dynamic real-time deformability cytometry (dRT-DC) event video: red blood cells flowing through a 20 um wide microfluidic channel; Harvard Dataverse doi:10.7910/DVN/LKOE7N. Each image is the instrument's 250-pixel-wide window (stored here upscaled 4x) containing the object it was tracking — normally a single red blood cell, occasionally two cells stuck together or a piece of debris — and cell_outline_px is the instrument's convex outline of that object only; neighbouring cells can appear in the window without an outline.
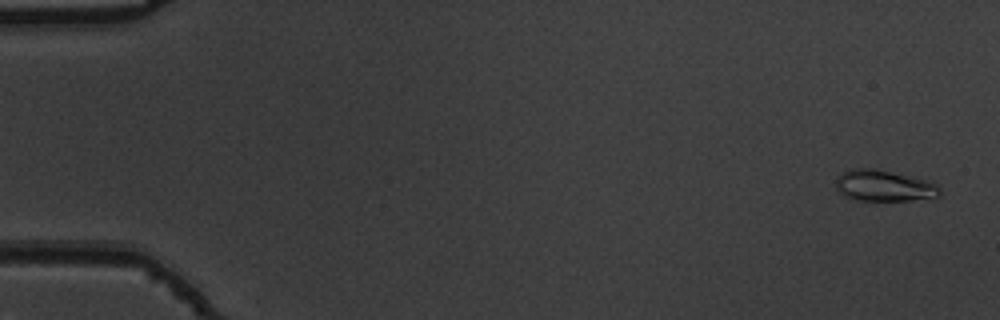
{"species": "common noctule bat (a hibernating species)", "species_latin": "Nyctalus noctula", "temperature_condition": "warm", "stored_images_in_passage": 54, "camera_frame_rate_fps": 3000, "um_per_image_px": 0.085, "animal": {"sex": "male", "body_mass_g": 19.5, "forearm_length_mm": 54.6}, "frame": {"image": 1, "passage_image": 2, "time_ms": 0.333, "image_size_px": [1000, 320], "cell_outline_px": [[940, 196], [908, 200], [852, 200], [844, 196], [836, 188], [836, 176], [848, 168], [876, 168], [924, 180], [936, 184], [940, 188]], "centroid_in_image_um": [75.06, 15.78], "position_along_channel_um": 9.9, "area_um2": 18.84}}
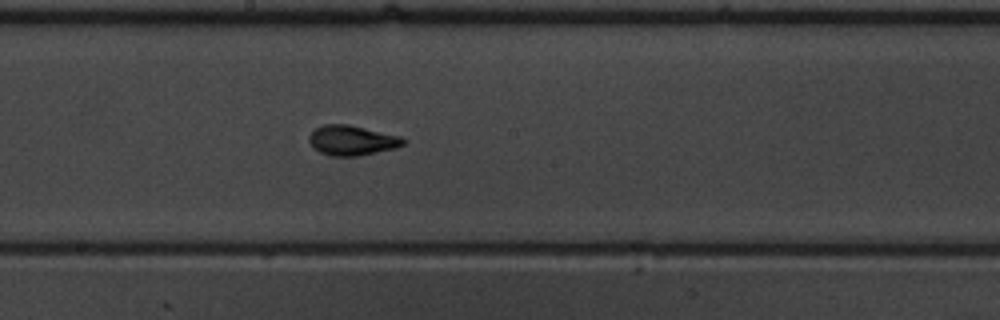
{"frame": {"image": 2, "passage_image": 30, "time_ms": 9.667, "image_size_px": [1000, 320], "cell_outline_px": [[408, 140], [404, 144], [396, 148], [360, 156], [332, 156], [320, 152], [308, 140], [308, 136], [316, 128], [324, 124], [348, 124], [400, 136]], "centroid_in_image_um": [29.95, 11.93], "position_along_channel_um": 218.3, "area_um2": 16.42}}
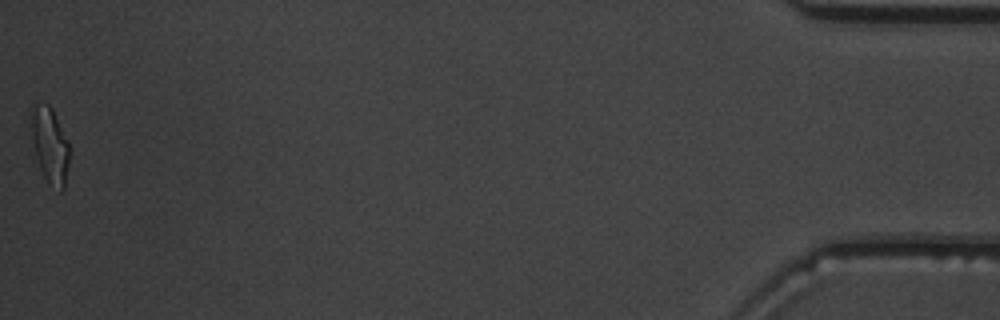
{"frame": {"image": 3, "passage_image": 54, "time_ms": 17.667, "image_size_px": [1000, 320], "cell_outline_px": [[68, 164], [64, 188], [60, 192], [48, 184], [40, 168], [36, 156], [32, 140], [28, 112], [28, 108], [32, 104], [48, 104], [52, 108], [68, 140]], "centroid_in_image_um": [4.19, 12.29], "position_along_channel_um": 431.0, "area_um2": 17.17}, "authors_computed_cell_mechanics": {"area_um2": 16.0106, "velocity_mm_per_s": 3.8164, "shape_relaxation_time_tau1_ms": 3.2493, "shape_relaxation_time_tau2_ms": 1.2465, "deformation_change_tau1": 0.16, "deformation_change_tau2": 0.0741}}